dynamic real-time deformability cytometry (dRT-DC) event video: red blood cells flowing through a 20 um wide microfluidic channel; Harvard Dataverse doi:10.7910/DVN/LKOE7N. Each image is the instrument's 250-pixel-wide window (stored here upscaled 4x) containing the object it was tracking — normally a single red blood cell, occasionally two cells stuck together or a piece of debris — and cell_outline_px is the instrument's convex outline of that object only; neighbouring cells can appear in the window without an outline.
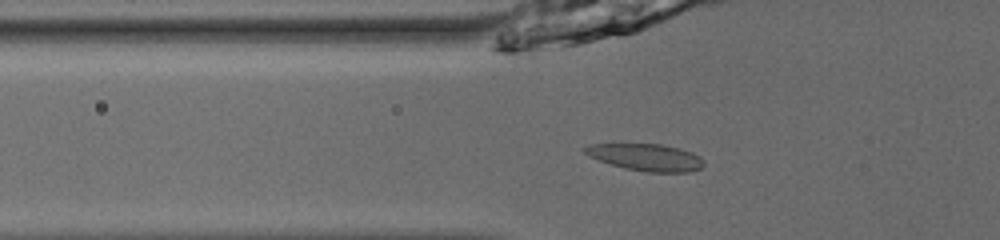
{"species": "common noctule bat (a hibernating species)", "species_latin": "Nyctalus noctula", "temperature_condition": "room temperature", "stored_images_in_passage": 46, "camera_frame_rate_fps": 3000, "um_per_image_px": 0.085, "animal": {"sex": "male", "body_mass_g": 13.0, "forearm_length_mm": 53.1}, "frame": {"image": 1, "passage_image": 13, "time_ms": 4.0, "image_size_px": [1000, 240], "cell_outline_px": [[704, 164], [700, 168], [692, 172], [644, 172], [624, 168], [588, 156], [580, 148], [588, 144], [664, 144], [692, 152], [700, 156], [704, 160]], "centroid_in_image_um": [54.91, 13.36], "position_along_channel_um": 70.9, "area_um2": 18.84}}
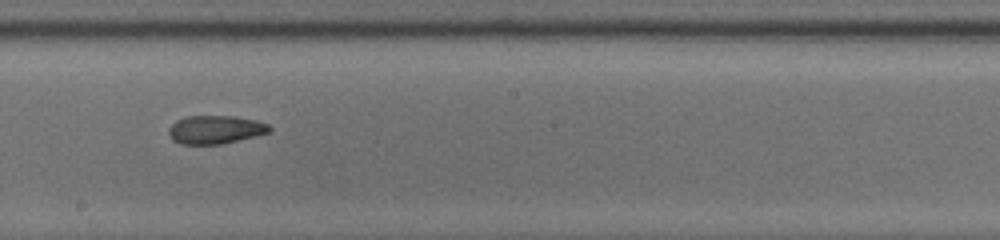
{"frame": {"image": 2, "passage_image": 25, "time_ms": 8.0, "image_size_px": [1000, 240], "cell_outline_px": [[272, 132], [224, 144], [180, 144], [172, 140], [168, 136], [168, 128], [176, 120], [188, 116], [236, 116], [256, 120], [268, 124], [272, 128]], "centroid_in_image_um": [18.32, 11.02], "position_along_channel_um": 229.9, "area_um2": 16.94}}
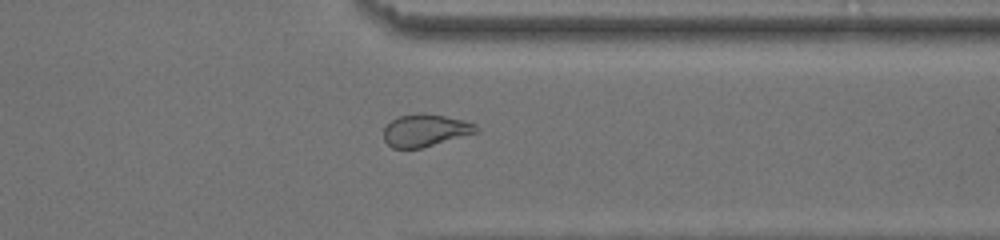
{"frame": {"image": 3, "passage_image": 36, "time_ms": 11.667, "image_size_px": [1000, 240], "cell_outline_px": [[480, 132], [420, 148], [392, 148], [384, 140], [384, 128], [392, 120], [400, 116], [420, 112], [424, 112], [444, 116], [476, 124], [480, 128]], "centroid_in_image_um": [36.17, 11.08], "position_along_channel_um": 375.2, "area_um2": 17.4}, "authors_computed_cell_mechanics": {"area_um2": 17.6579, "velocity_mm_per_s": 3.9819, "shape_relaxation_time_tau1_ms": null, "shape_relaxation_time_tau2_ms": 3.7953, "deformation_change_tau1": null, "deformation_change_tau2": 0.0914}}